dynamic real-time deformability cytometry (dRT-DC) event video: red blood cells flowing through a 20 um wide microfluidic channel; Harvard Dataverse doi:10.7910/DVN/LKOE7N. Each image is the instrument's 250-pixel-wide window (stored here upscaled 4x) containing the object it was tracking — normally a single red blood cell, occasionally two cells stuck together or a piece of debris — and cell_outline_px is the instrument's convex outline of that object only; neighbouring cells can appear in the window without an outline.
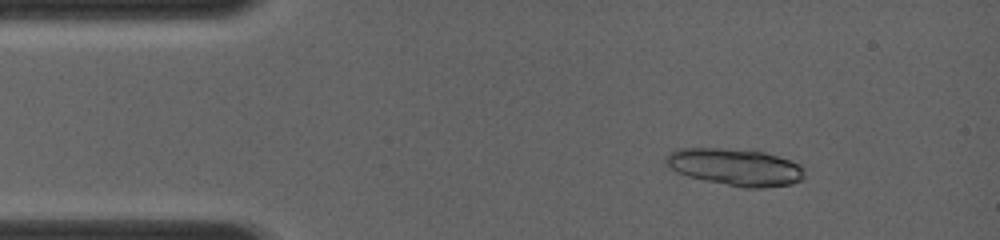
{"species": "common noctule bat (a hibernating species)", "species_latin": "Nyctalus noctula", "temperature_condition": "room temperature", "stored_images_in_passage": 5, "camera_frame_rate_fps": 4000, "um_per_image_px": 0.085, "animal": {"sex": "female", "body_mass_g": 19.0, "forearm_length_mm": 56.7}, "frame": {"image": 1, "passage_image": 1, "time_ms": 0.0, "image_size_px": [1000, 240], "cell_outline_px": [[804, 180], [792, 184], [760, 188], [748, 188], [688, 176], [672, 168], [664, 160], [676, 148], [752, 148], [800, 164], [804, 168]], "centroid_in_image_um": [62.58, 14.17], "position_along_channel_um": 22.4, "area_um2": 29.82}}